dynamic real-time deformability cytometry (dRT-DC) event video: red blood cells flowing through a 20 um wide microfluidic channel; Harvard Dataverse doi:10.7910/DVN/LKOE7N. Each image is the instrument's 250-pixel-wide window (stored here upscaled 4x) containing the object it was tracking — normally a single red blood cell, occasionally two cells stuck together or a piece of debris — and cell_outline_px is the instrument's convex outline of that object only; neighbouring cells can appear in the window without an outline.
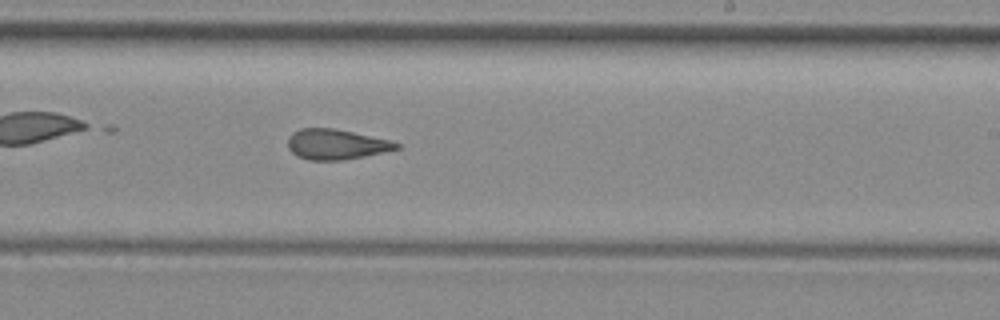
{"species": "common noctule bat (a hibernating species)", "species_latin": "Nyctalus noctula", "temperature_condition": "room temperature", "stored_images_in_passage": 35, "camera_frame_rate_fps": 3000, "um_per_image_px": 0.085, "animal": {"sex": "female", "body_mass_g": 29.2, "forearm_length_mm": 56.3}, "frame": {"image": 1, "passage_image": 25, "time_ms": 8.0, "image_size_px": [1000, 320], "cell_outline_px": [[404, 148], [344, 160], [308, 160], [296, 156], [288, 148], [288, 136], [292, 132], [300, 128], [332, 128], [392, 140], [400, 144]], "centroid_in_image_um": [28.59, 12.27], "position_along_channel_um": 260.4, "area_um2": 19.36}, "authors_computed_cell_mechanics": {"area_um2": 19.8832, "velocity_mm_per_s": 4.0009, "shape_relaxation_time_tau1_ms": null, "shape_relaxation_time_tau2_ms": 2.6741, "deformation_change_tau1": null, "deformation_change_tau2": 0.1266}}